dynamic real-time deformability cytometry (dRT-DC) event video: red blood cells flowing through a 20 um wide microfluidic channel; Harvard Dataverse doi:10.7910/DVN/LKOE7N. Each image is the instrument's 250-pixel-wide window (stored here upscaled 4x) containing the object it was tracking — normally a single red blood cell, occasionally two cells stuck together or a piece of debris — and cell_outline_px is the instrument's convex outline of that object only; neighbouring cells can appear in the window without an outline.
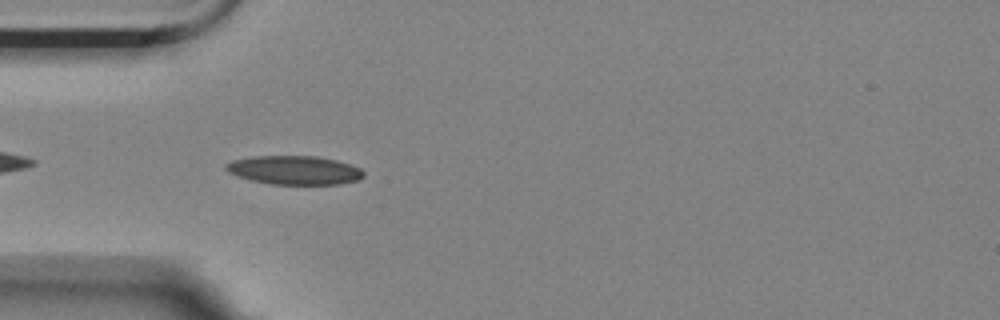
{"species": "Egyptian fruit bat (a non-hibernating species)", "species_latin": "Rousettus aegyptiacus", "temperature_condition": "room temperature", "stored_images_in_passage": 43, "camera_frame_rate_fps": 3000, "um_per_image_px": 0.085, "animal": {"sex": "female"}, "frame": {"image": 1, "passage_image": 3, "time_ms": 0.667, "image_size_px": [1000, 320], "cell_outline_px": [[364, 176], [356, 180], [340, 184], [268, 184], [236, 176], [228, 172], [224, 168], [224, 164], [232, 160], [252, 156], [316, 156], [336, 160], [352, 164], [360, 168], [364, 172]], "centroid_in_image_um": [24.99, 14.46], "position_along_channel_um": 60.0, "area_um2": 23.24}}
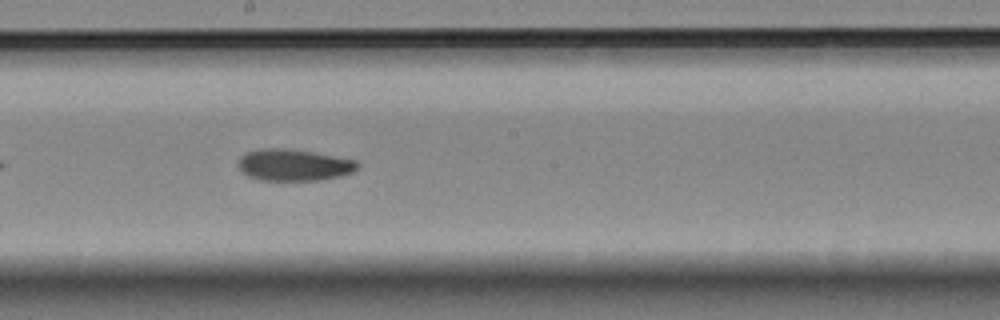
{"frame": {"image": 2, "passage_image": 17, "time_ms": 5.333, "image_size_px": [1000, 320], "cell_outline_px": [[360, 168], [352, 172], [340, 176], [320, 180], [260, 180], [248, 176], [240, 172], [240, 156], [248, 152], [260, 148], [280, 148], [312, 152], [356, 160], [360, 164]], "centroid_in_image_um": [24.99, 14.03], "position_along_channel_um": 223.2, "area_um2": 21.91}}
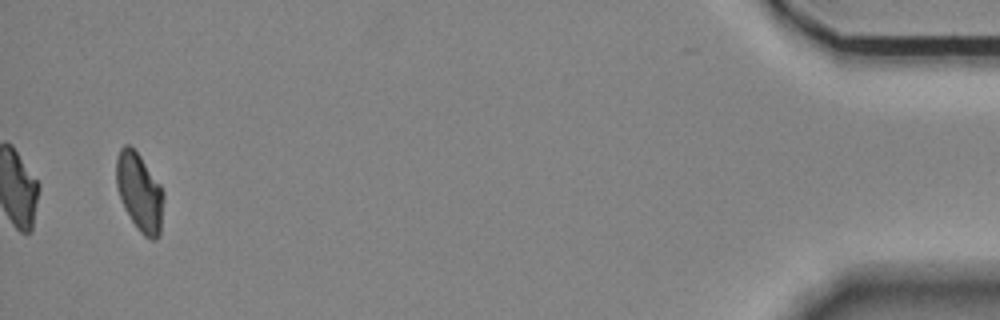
{"frame": {"image": 3, "passage_image": 41, "time_ms": 13.333, "image_size_px": [1000, 320], "cell_outline_px": [[164, 200], [160, 236], [156, 240], [152, 240], [144, 236], [140, 232], [124, 208], [116, 184], [116, 160], [120, 148], [124, 144], [128, 144], [140, 156], [160, 184], [164, 192]], "centroid_in_image_um": [11.88, 16.36], "position_along_channel_um": 423.3, "area_um2": 21.56}, "authors_computed_cell_mechanics": {"area_um2": 22.3686, "velocity_mm_per_s": 3.5212, "shape_relaxation_time_tau1_ms": 4.2992, "shape_relaxation_time_tau2_ms": 5.9369, "deformation_change_tau1": 0.1129, "deformation_change_tau2": 0.0778}}